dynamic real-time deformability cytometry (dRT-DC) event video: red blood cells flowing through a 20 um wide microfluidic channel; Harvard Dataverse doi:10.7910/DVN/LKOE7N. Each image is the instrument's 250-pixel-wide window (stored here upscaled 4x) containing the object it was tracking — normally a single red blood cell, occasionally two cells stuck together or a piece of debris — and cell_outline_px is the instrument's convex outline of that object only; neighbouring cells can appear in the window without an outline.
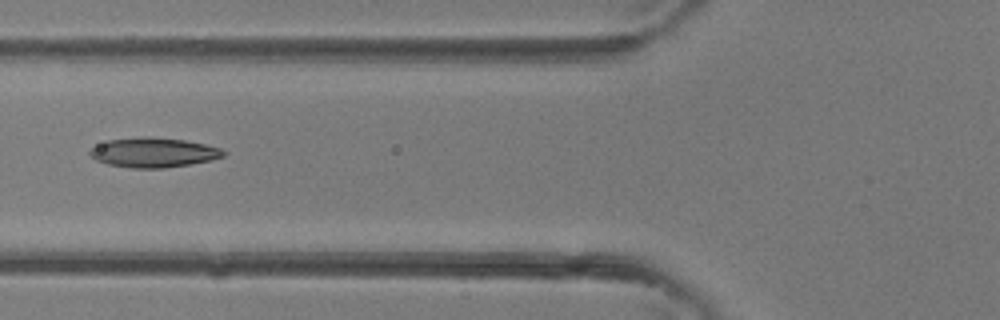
{"species": "common noctule bat (a hibernating species)", "species_latin": "Nyctalus noctula", "temperature_condition": "room temperature", "stored_images_in_passage": 5, "camera_frame_rate_fps": 3000, "um_per_image_px": 0.085, "animal": {"sex": "female"}, "frame": {"image": 1, "passage_image": 5, "time_ms": 1.333, "image_size_px": [1000, 320], "cell_outline_px": [[224, 156], [212, 160], [164, 168], [132, 168], [108, 164], [96, 160], [88, 152], [88, 148], [108, 140], [148, 136], [184, 140], [204, 144], [220, 148], [224, 152]], "centroid_in_image_um": [13.01, 12.96], "position_along_channel_um": 112.8, "area_um2": 22.95}}